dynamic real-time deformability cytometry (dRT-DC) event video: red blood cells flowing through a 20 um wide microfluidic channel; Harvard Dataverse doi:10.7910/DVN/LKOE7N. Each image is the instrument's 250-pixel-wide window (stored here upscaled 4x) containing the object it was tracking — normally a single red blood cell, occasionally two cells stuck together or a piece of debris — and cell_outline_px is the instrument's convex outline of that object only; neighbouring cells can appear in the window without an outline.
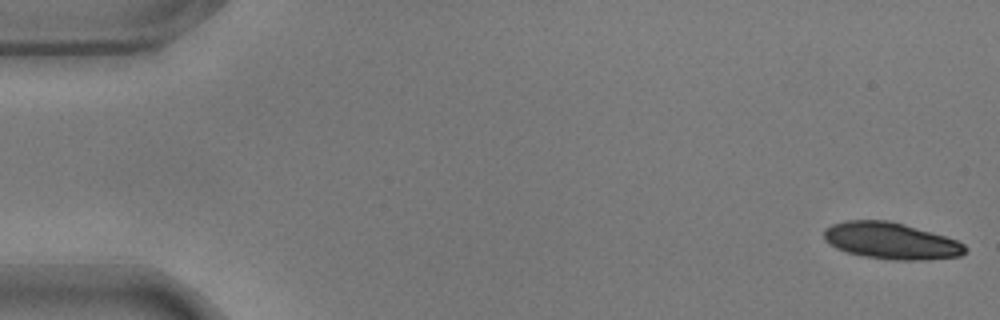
{"species": "common noctule bat (a hibernating species)", "species_latin": "Nyctalus noctula", "temperature_condition": "warm", "stored_images_in_passage": 56, "camera_frame_rate_fps": 3000, "um_per_image_px": 0.085, "animal": {"sex": "male", "body_mass_g": 17.9}, "frame": {"image": 1, "passage_image": 1, "time_ms": 0.0, "image_size_px": [1000, 320], "cell_outline_px": [[968, 248], [960, 256], [928, 260], [896, 260], [864, 256], [848, 252], [836, 248], [824, 240], [824, 228], [832, 224], [844, 220], [888, 220], [904, 224], [932, 232], [956, 240], [964, 244]], "centroid_in_image_um": [75.72, 20.46], "position_along_channel_um": 9.3, "area_um2": 30.11}}
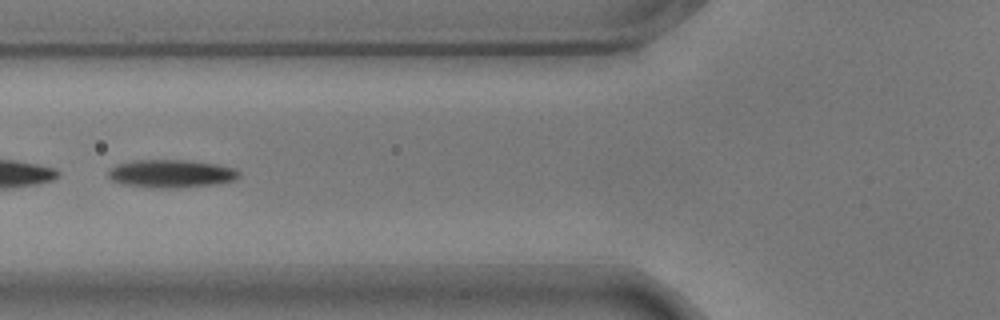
{"frame": {"image": 2, "passage_image": 22, "time_ms": 7.0, "image_size_px": [1000, 320], "cell_outline_px": [[240, 176], [232, 180], [216, 184], [172, 188], [152, 188], [120, 184], [112, 180], [108, 176], [108, 172], [116, 164], [132, 160], [184, 160], [216, 164], [236, 168], [240, 172]], "centroid_in_image_um": [14.52, 14.76], "position_along_channel_um": 111.3, "area_um2": 21.39}, "authors_computed_cell_mechanics": {"area_um2": 22.6576, "velocity_mm_per_s": 3.529, "shape_relaxation_time_tau1_ms": 1.2167, "shape_relaxation_time_tau2_ms": 3.6873, "deformation_change_tau1": 0.304, "deformation_change_tau2": 0.0918}}